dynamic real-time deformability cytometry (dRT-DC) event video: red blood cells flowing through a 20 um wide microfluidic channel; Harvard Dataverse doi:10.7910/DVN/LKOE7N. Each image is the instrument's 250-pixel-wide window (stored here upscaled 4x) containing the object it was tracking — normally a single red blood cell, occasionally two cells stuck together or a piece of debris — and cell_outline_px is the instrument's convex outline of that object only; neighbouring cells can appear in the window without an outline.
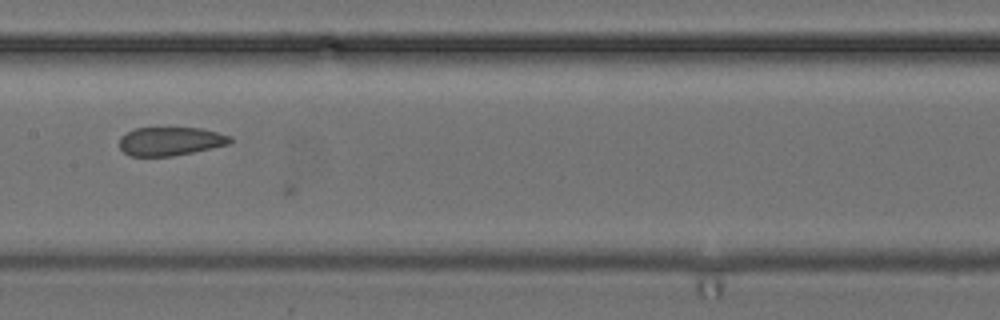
{"species": "common noctule bat (a hibernating species)", "species_latin": "Nyctalus noctula", "temperature_condition": "cold", "stored_images_in_passage": 21, "camera_frame_rate_fps": 3000, "um_per_image_px": 0.085, "animal": {"sex": "female", "body_mass_g": 24.6, "forearm_length_mm": 56.2}, "frame": {"image": 1, "passage_image": 18, "time_ms": 5.667, "image_size_px": [1000, 320], "cell_outline_px": [[232, 140], [228, 144], [192, 152], [172, 156], [132, 156], [124, 152], [120, 148], [120, 136], [136, 128], [200, 128], [232, 136]], "centroid_in_image_um": [14.47, 12.0], "position_along_channel_um": 192.9, "area_um2": 18.21}}